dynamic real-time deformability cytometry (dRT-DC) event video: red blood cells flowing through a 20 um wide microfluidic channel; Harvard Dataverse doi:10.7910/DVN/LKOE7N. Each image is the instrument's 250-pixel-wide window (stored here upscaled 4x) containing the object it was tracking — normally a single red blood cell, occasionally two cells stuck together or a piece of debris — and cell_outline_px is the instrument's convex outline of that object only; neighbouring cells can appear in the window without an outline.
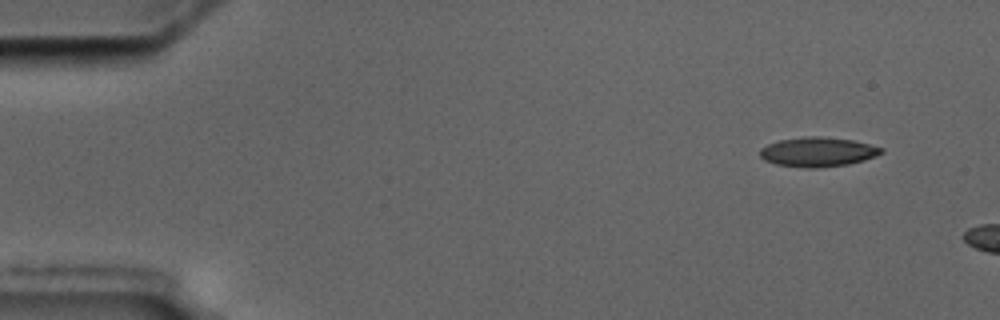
{"species": "common noctule bat (a hibernating species)", "species_latin": "Nyctalus noctula", "temperature_condition": "cold", "stored_images_in_passage": 3, "camera_frame_rate_fps": 3000, "um_per_image_px": 0.085, "animal": {"sex": "male", "body_mass_g": 17.5, "forearm_length_mm": 52.3}, "frame": {"image": 1, "passage_image": 1, "time_ms": 0.0, "image_size_px": [1000, 320], "cell_outline_px": [[884, 152], [876, 156], [864, 160], [848, 164], [820, 168], [804, 168], [776, 164], [764, 160], [760, 156], [760, 148], [768, 144], [780, 140], [808, 136], [820, 136], [852, 140], [884, 148]], "centroid_in_image_um": [69.52, 12.92], "position_along_channel_um": 15.5, "area_um2": 20.87}}